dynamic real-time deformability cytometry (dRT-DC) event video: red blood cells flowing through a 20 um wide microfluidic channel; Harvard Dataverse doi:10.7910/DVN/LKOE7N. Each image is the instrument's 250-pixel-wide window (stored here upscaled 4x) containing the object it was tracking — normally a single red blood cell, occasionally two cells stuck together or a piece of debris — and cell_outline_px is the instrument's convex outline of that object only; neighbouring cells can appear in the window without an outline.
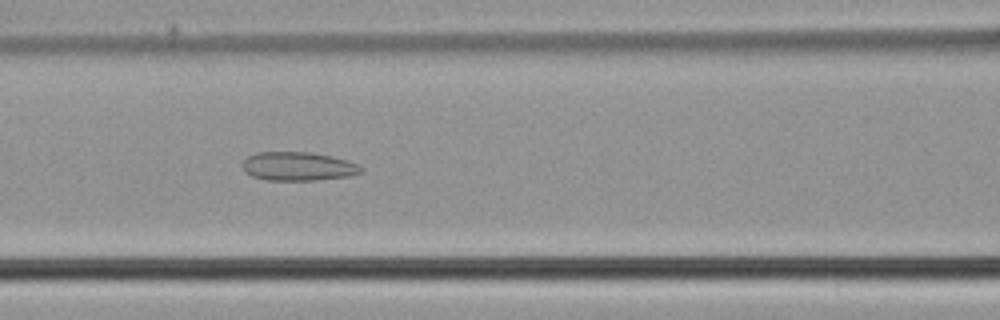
{"species": "common noctule bat (a hibernating species)", "species_latin": "Nyctalus noctula", "temperature_condition": "cold", "stored_images_in_passage": 47, "camera_frame_rate_fps": 3000, "um_per_image_px": 0.085, "animal": {"sex": "male", "body_mass_g": 21.5, "forearm_length_mm": 52.0}, "frame": {"image": 1, "passage_image": 19, "time_ms": 6.0, "image_size_px": [1000, 320], "cell_outline_px": [[364, 168], [360, 172], [352, 176], [316, 180], [264, 180], [252, 176], [244, 172], [240, 164], [248, 156], [260, 152], [308, 152], [332, 156], [348, 160]], "centroid_in_image_um": [25.32, 14.14], "position_along_channel_um": 141.3, "area_um2": 20.0}}
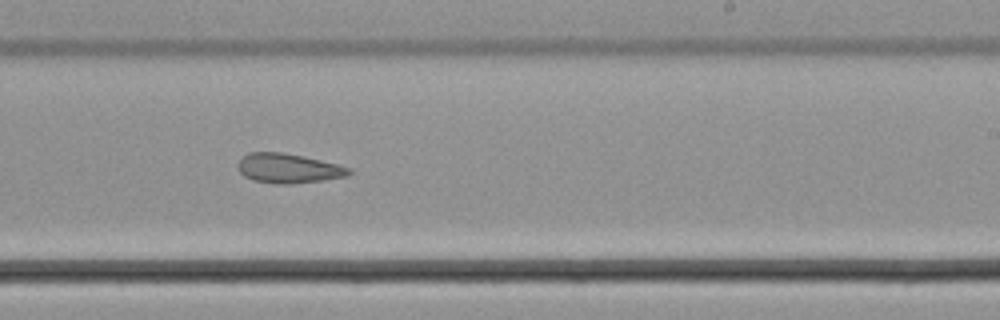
{"frame": {"image": 2, "passage_image": 28, "time_ms": 9.0, "image_size_px": [1000, 320], "cell_outline_px": [[352, 172], [348, 176], [324, 180], [292, 184], [276, 184], [252, 180], [244, 176], [236, 168], [236, 164], [248, 152], [284, 152], [304, 156], [352, 168]], "centroid_in_image_um": [24.5, 14.31], "position_along_channel_um": 264.5, "area_um2": 19.36}}
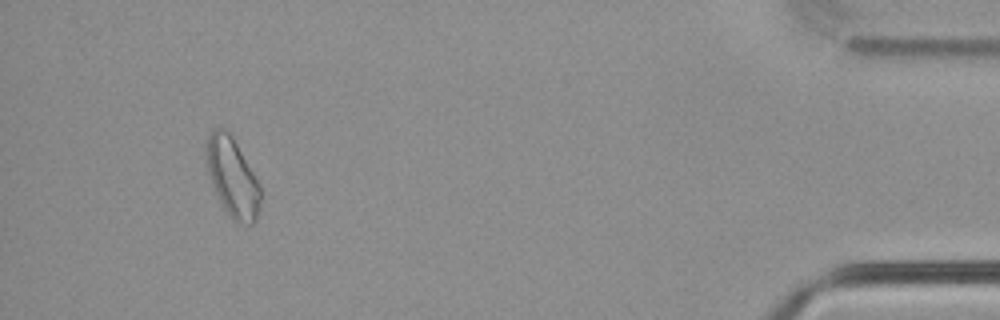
{"frame": {"image": 3, "passage_image": 44, "time_ms": 14.333, "image_size_px": [1000, 320], "cell_outline_px": [[260, 208], [256, 220], [252, 224], [240, 224], [232, 220], [224, 208], [212, 184], [208, 172], [208, 136], [212, 128], [228, 128], [260, 184]], "centroid_in_image_um": [19.79, 15.09], "position_along_channel_um": 415.4, "area_um2": 24.68}}